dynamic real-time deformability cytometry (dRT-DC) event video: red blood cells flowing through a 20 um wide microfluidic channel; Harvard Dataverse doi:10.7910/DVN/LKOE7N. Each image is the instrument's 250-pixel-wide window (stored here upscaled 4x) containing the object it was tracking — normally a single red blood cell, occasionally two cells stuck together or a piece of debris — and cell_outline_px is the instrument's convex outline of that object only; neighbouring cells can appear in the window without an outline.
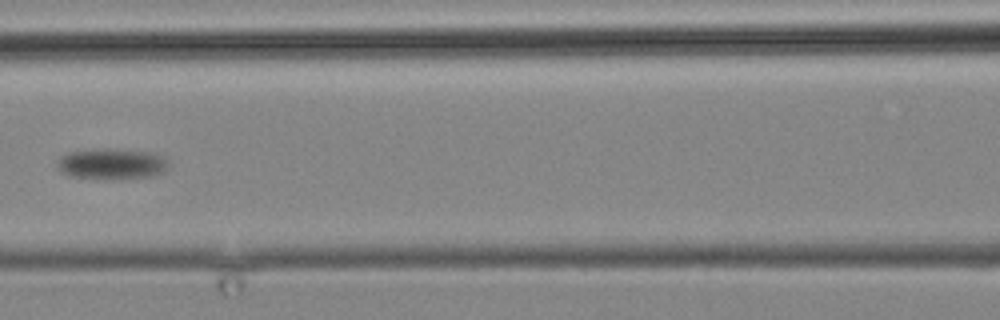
{"species": "common noctule bat (a hibernating species)", "species_latin": "Nyctalus noctula", "temperature_condition": "cold", "stored_images_in_passage": 15, "camera_frame_rate_fps": 3000, "um_per_image_px": 0.085, "animal": {"sex": "male", "body_mass_g": 19.2, "forearm_length_mm": 51.8}, "frame": {"image": 1, "passage_image": 15, "time_ms": 18.0, "image_size_px": [1000, 320], "cell_outline_px": [[168, 168], [164, 172], [152, 176], [72, 176], [64, 172], [60, 168], [60, 160], [64, 156], [72, 152], [104, 148], [112, 148], [152, 152], [164, 156], [168, 160]], "centroid_in_image_um": [9.65, 13.86], "position_along_channel_um": 157.0, "area_um2": 18.73}}